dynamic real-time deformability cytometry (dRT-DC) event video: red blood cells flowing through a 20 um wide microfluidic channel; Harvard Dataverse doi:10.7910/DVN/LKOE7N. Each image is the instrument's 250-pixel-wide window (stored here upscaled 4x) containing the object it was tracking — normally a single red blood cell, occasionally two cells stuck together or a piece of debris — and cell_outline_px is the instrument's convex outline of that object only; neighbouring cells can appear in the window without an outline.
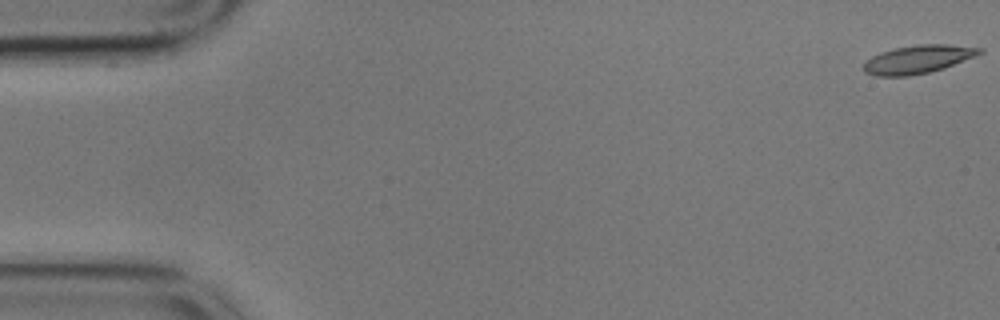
{"species": "common noctule bat (a hibernating species)", "species_latin": "Nyctalus noctula", "temperature_condition": "cold", "stored_images_in_passage": 21, "camera_frame_rate_fps": 3000, "um_per_image_px": 0.085, "animal": {"sex": "male", "body_mass_g": 17.9}, "frame": {"image": 1, "passage_image": 1, "time_ms": 0.0, "image_size_px": [1000, 320], "cell_outline_px": [[984, 52], [976, 56], [944, 68], [928, 72], [908, 76], [876, 76], [864, 72], [864, 64], [872, 56], [880, 52], [896, 48], [920, 44], [948, 44], [984, 48]], "centroid_in_image_um": [78.07, 5.03], "position_along_channel_um": 6.9, "area_um2": 19.02}}
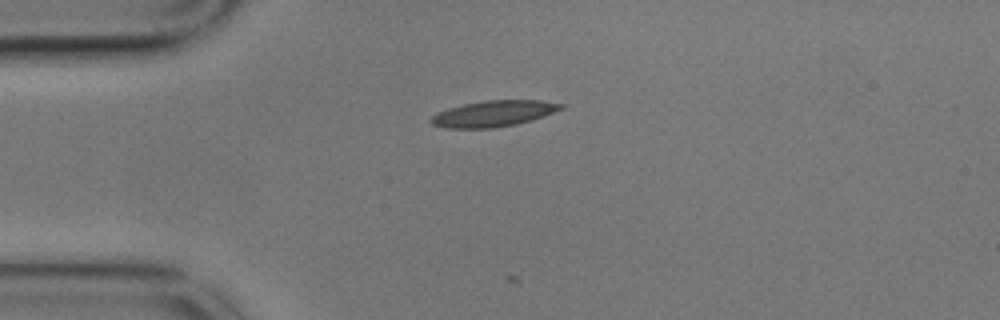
{"frame": {"image": 2, "passage_image": 14, "time_ms": 4.333, "image_size_px": [1000, 320], "cell_outline_px": [[564, 108], [544, 116], [532, 120], [516, 124], [492, 128], [444, 128], [432, 124], [432, 116], [436, 112], [448, 108], [464, 104], [484, 100], [540, 100], [564, 104]], "centroid_in_image_um": [41.96, 9.65], "position_along_channel_um": 43.0, "area_um2": 19.71}}